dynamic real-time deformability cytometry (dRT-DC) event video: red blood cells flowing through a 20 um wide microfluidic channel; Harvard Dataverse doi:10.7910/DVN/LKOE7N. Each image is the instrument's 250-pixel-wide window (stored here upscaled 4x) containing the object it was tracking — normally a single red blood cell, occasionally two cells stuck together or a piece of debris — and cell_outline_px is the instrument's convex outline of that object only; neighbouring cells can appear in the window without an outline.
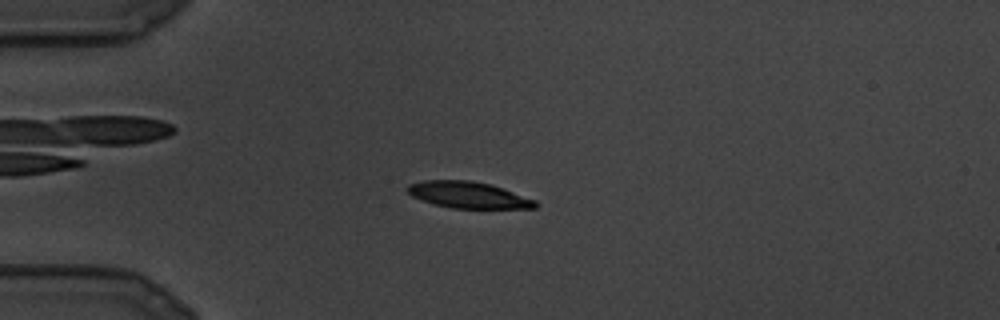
{"species": "common noctule bat (a hibernating species)", "species_latin": "Nyctalus noctula", "temperature_condition": "cold", "stored_images_in_passage": 15, "camera_frame_rate_fps": 3000, "um_per_image_px": 0.085, "animal": {"sex": "male", "body_mass_g": 19.5, "forearm_length_mm": 54.6}, "frame": {"image": 1, "passage_image": 7, "time_ms": 2.0, "image_size_px": [1000, 320], "cell_outline_px": [[540, 204], [536, 208], [452, 208], [432, 204], [412, 196], [404, 188], [408, 184], [424, 180], [472, 180], [504, 188], [536, 200]], "centroid_in_image_um": [39.8, 16.56], "position_along_channel_um": 45.2, "area_um2": 19.88}}
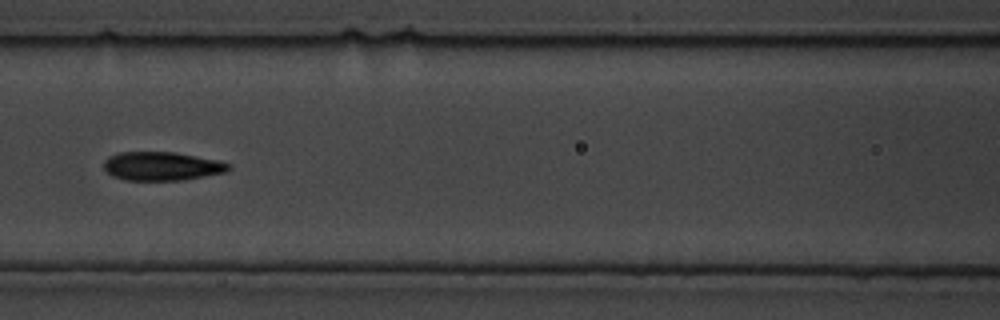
{"frame": {"image": 2, "passage_image": 12, "time_ms": 3.667, "image_size_px": [1000, 320], "cell_outline_px": [[232, 168], [224, 172], [180, 180], [124, 180], [112, 176], [104, 168], [104, 160], [108, 156], [120, 152], [176, 152], [216, 160], [232, 164]], "centroid_in_image_um": [13.73, 14.12], "position_along_channel_um": 152.9, "area_um2": 20.75}}
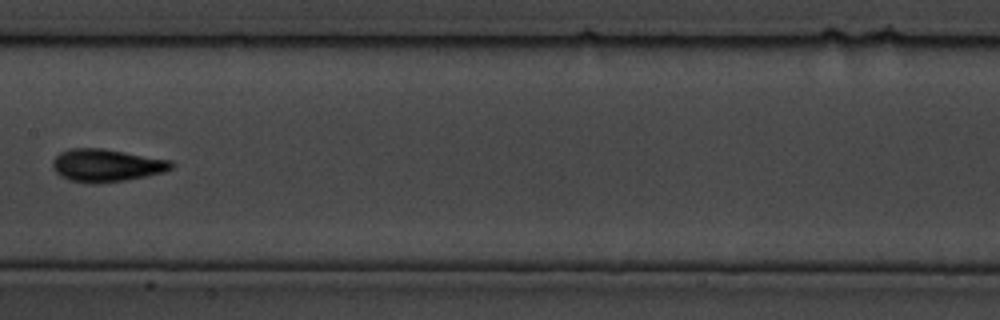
{"frame": {"image": 3, "passage_image": 14, "time_ms": 4.333, "image_size_px": [1000, 320], "cell_outline_px": [[176, 164], [172, 168], [164, 172], [124, 180], [96, 184], [92, 184], [68, 180], [60, 176], [52, 168], [52, 160], [60, 152], [68, 148], [100, 148], [172, 160]], "centroid_in_image_um": [9.02, 14.06], "position_along_channel_um": 198.4, "area_um2": 22.72}}